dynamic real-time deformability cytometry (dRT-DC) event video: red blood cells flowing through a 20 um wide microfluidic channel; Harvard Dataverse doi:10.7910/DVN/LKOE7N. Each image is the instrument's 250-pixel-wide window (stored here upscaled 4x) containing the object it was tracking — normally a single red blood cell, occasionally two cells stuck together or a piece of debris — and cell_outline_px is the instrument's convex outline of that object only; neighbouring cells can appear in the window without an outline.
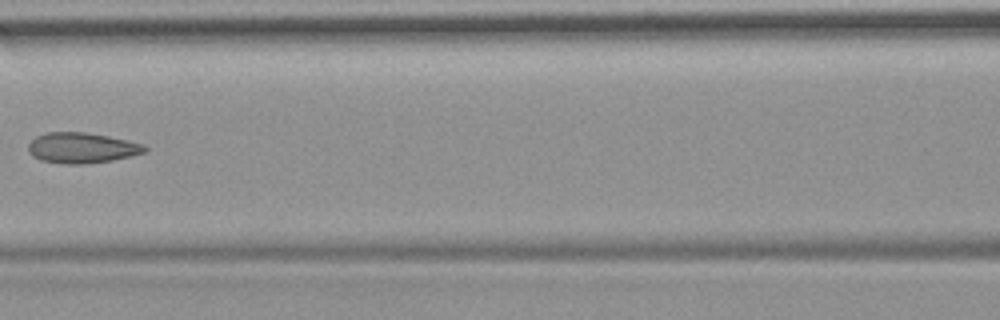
{"species": "common noctule bat (a hibernating species)", "species_latin": "Nyctalus noctula", "temperature_condition": "room temperature", "stored_images_in_passage": 9, "camera_frame_rate_fps": 3000, "um_per_image_px": 0.085, "animal": {"sex": "female", "body_mass_g": 19.9}, "frame": {"image": 1, "passage_image": 9, "time_ms": 9.333, "image_size_px": [1000, 320], "cell_outline_px": [[148, 152], [132, 156], [112, 160], [88, 164], [64, 164], [40, 160], [32, 156], [28, 148], [28, 144], [36, 136], [48, 132], [84, 132], [108, 136], [144, 144], [148, 148]], "centroid_in_image_um": [6.98, 12.58], "position_along_channel_um": 159.6, "area_um2": 20.87}}